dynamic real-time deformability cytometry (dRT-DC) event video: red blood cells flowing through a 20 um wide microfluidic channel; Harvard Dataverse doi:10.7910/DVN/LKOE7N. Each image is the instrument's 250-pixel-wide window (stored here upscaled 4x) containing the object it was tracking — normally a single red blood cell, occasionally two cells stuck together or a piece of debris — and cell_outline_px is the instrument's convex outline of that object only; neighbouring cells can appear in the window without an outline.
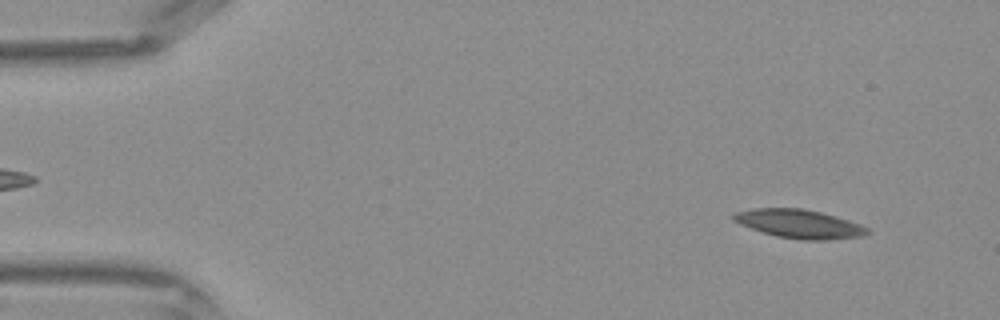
{"species": "Egyptian fruit bat (a non-hibernating species)", "species_latin": "Rousettus aegyptiacus", "temperature_condition": "warm", "stored_images_in_passage": 42, "camera_frame_rate_fps": 3000, "um_per_image_px": 0.085, "frame": {"image": 1, "passage_image": 3, "time_ms": 0.667, "image_size_px": [1000, 320], "cell_outline_px": [[868, 232], [860, 236], [824, 240], [800, 240], [776, 236], [740, 224], [732, 220], [728, 216], [732, 212], [756, 208], [804, 208], [820, 212], [848, 220], [860, 224], [868, 228]], "centroid_in_image_um": [67.85, 19.01], "position_along_channel_um": 17.1, "area_um2": 22.25}}
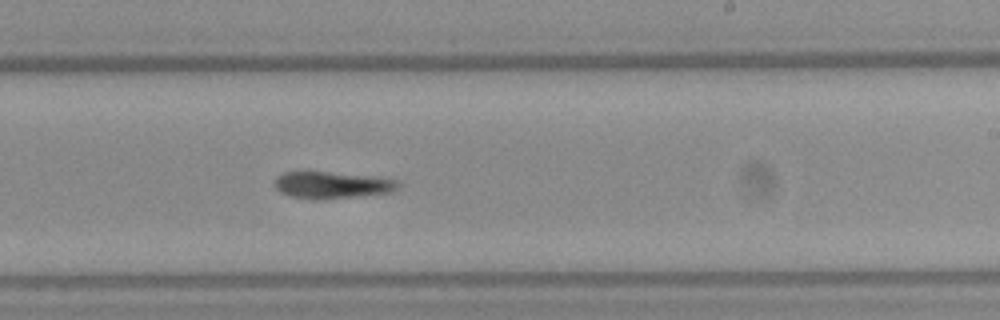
{"frame": {"image": 2, "passage_image": 25, "time_ms": 8.0, "image_size_px": [1000, 320], "cell_outline_px": [[400, 184], [392, 192], [320, 200], [312, 200], [292, 196], [280, 192], [272, 184], [276, 176], [284, 172], [328, 172], [380, 176], [396, 180]], "centroid_in_image_um": [28.2, 15.72], "position_along_channel_um": 260.8, "area_um2": 19.54}}
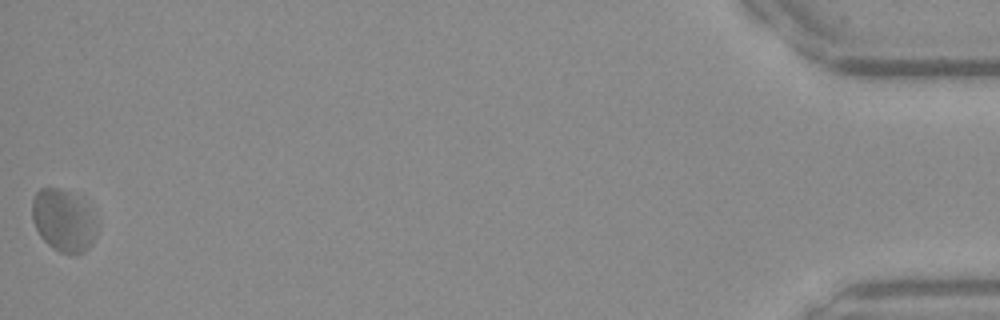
{"frame": {"image": 3, "passage_image": 42, "time_ms": 13.667, "image_size_px": [1000, 320], "cell_outline_px": [[96, 236], [92, 244], [84, 252], [76, 256], [72, 256], [60, 252], [52, 248], [40, 236], [32, 220], [32, 200], [36, 192], [40, 188], [60, 188], [68, 192], [84, 204], [92, 220], [96, 232]], "centroid_in_image_um": [5.33, 18.8], "position_along_channel_um": 429.9, "area_um2": 23.0}}